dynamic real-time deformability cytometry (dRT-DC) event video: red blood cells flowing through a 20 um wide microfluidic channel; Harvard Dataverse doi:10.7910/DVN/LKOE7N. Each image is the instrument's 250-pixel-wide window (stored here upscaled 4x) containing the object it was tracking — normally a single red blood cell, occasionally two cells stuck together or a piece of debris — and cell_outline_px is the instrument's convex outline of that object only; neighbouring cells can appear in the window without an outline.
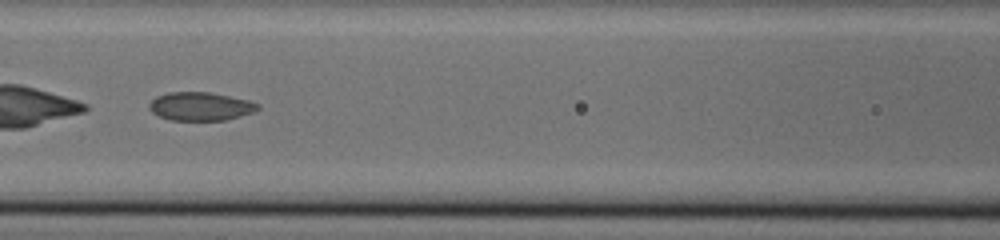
{"species": "common noctule bat (a hibernating species)", "species_latin": "Nyctalus noctula", "temperature_condition": "cold", "stored_images_in_passage": 53, "camera_frame_rate_fps": 3000, "um_per_image_px": 0.085, "animal": {"sex": "male", "body_mass_g": 20.0, "forearm_length_mm": 53.3}, "frame": {"image": 1, "passage_image": 21, "time_ms": 6.667, "image_size_px": [1000, 240], "cell_outline_px": [[260, 108], [252, 112], [228, 120], [168, 120], [152, 112], [148, 108], [148, 104], [156, 96], [168, 92], [208, 92], [248, 100], [260, 104]], "centroid_in_image_um": [17.02, 9.04], "position_along_channel_um": 149.6, "area_um2": 17.98}}
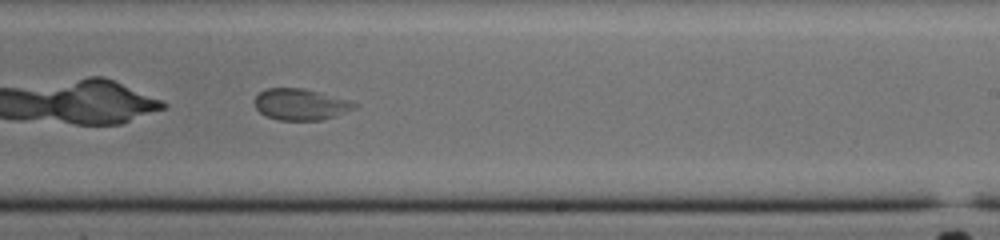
{"frame": {"image": 2, "passage_image": 30, "time_ms": 9.667, "image_size_px": [1000, 240], "cell_outline_px": [[360, 104], [356, 108], [336, 116], [320, 120], [280, 120], [264, 116], [256, 108], [256, 96], [264, 88], [304, 88], [320, 92], [348, 100]], "centroid_in_image_um": [25.57, 8.87], "position_along_channel_um": 263.4, "area_um2": 18.26}}